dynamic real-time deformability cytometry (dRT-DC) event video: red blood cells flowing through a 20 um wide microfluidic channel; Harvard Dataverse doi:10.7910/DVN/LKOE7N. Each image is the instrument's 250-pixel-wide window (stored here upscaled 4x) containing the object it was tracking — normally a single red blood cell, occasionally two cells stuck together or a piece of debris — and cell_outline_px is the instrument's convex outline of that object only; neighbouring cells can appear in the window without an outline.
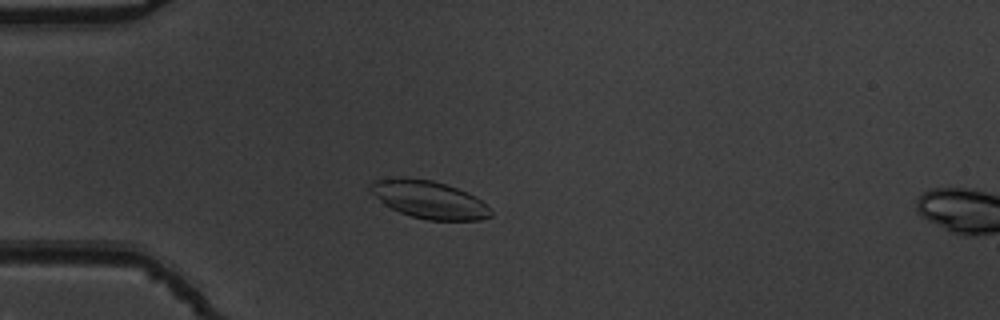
{"species": "common noctule bat (a hibernating species)", "species_latin": "Nyctalus noctula", "temperature_condition": "warm", "stored_images_in_passage": 52, "camera_frame_rate_fps": 3000, "um_per_image_px": 0.085, "animal": {"sex": "male", "body_mass_g": 19.5, "forearm_length_mm": 54.6}, "frame": {"image": 1, "passage_image": 13, "time_ms": 4.0, "image_size_px": [1000, 320], "cell_outline_px": [[492, 216], [480, 220], [428, 220], [412, 216], [400, 212], [384, 204], [368, 188], [376, 180], [404, 176], [432, 180], [468, 192], [476, 196], [492, 208]], "centroid_in_image_um": [36.52, 16.96], "position_along_channel_um": 48.5, "area_um2": 26.41}}
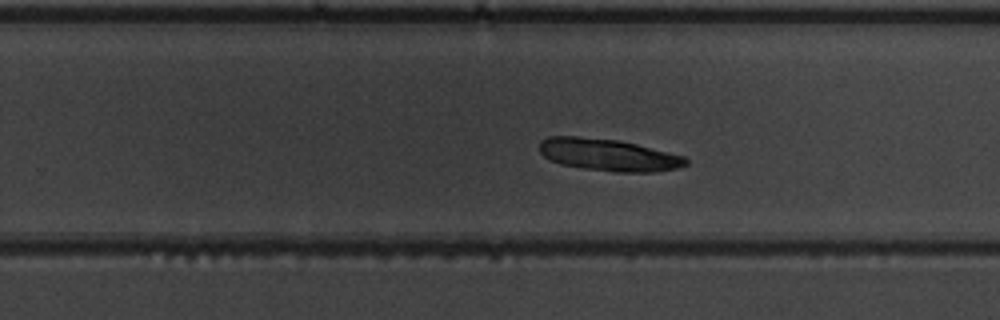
{"frame": {"image": 2, "passage_image": 33, "time_ms": 10.667, "image_size_px": [1000, 320], "cell_outline_px": [[688, 164], [676, 168], [656, 172], [616, 172], [584, 168], [560, 164], [548, 160], [540, 152], [540, 140], [548, 136], [576, 136], [620, 140], [684, 156], [688, 160]], "centroid_in_image_um": [51.69, 13.16], "position_along_channel_um": 278.1, "area_um2": 27.46}}
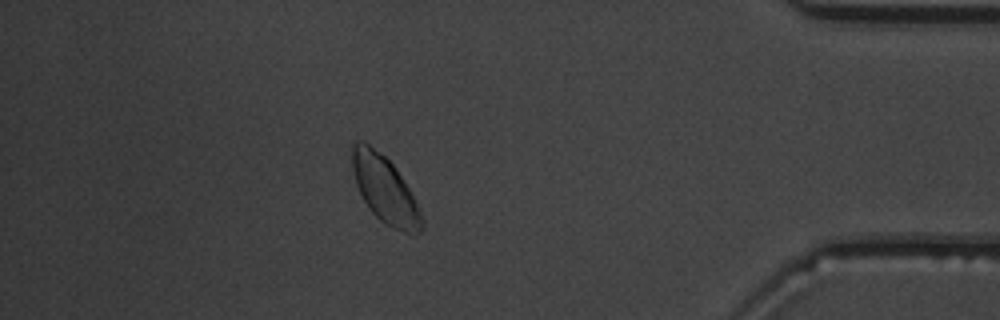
{"frame": {"image": 3, "passage_image": 46, "time_ms": 15.0, "image_size_px": [1000, 320], "cell_outline_px": [[424, 228], [416, 236], [412, 236], [392, 228], [384, 224], [368, 208], [356, 184], [352, 168], [348, 144], [356, 140], [364, 140], [384, 156], [396, 168], [412, 192], [424, 220]], "centroid_in_image_um": [32.71, 16.11], "position_along_channel_um": 402.5, "area_um2": 27.98}}